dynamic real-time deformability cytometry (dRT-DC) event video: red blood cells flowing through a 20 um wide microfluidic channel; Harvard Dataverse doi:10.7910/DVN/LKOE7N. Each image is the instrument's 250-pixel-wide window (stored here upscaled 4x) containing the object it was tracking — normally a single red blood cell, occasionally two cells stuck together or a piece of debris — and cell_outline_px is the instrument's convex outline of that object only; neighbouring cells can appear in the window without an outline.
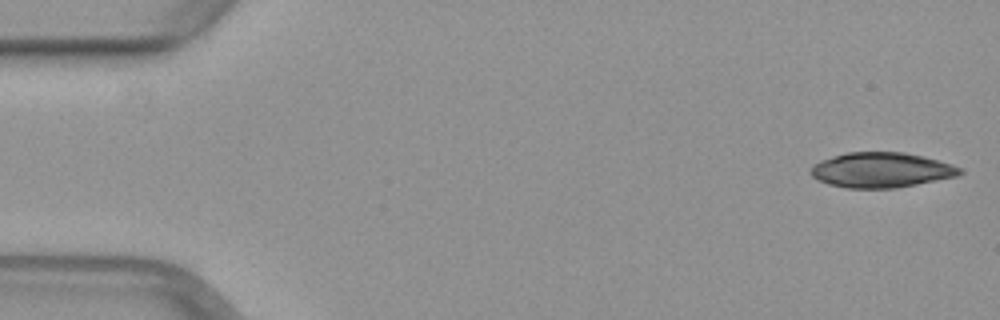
{"species": "common noctule bat (a hibernating species)", "species_latin": "Nyctalus noctula", "temperature_condition": "warm", "stored_images_in_passage": 40, "camera_frame_rate_fps": 3000, "um_per_image_px": 0.085, "animal": {"sex": "female", "body_mass_g": 29.2, "forearm_length_mm": 56.3}, "frame": {"image": 1, "passage_image": 1, "time_ms": 0.0, "image_size_px": [1000, 320], "cell_outline_px": [[964, 172], [956, 176], [896, 188], [848, 188], [828, 184], [812, 176], [808, 172], [812, 164], [820, 160], [832, 156], [848, 152], [904, 152], [952, 164], [960, 168]], "centroid_in_image_um": [74.85, 14.45], "position_along_channel_um": 10.1, "area_um2": 30.35}}